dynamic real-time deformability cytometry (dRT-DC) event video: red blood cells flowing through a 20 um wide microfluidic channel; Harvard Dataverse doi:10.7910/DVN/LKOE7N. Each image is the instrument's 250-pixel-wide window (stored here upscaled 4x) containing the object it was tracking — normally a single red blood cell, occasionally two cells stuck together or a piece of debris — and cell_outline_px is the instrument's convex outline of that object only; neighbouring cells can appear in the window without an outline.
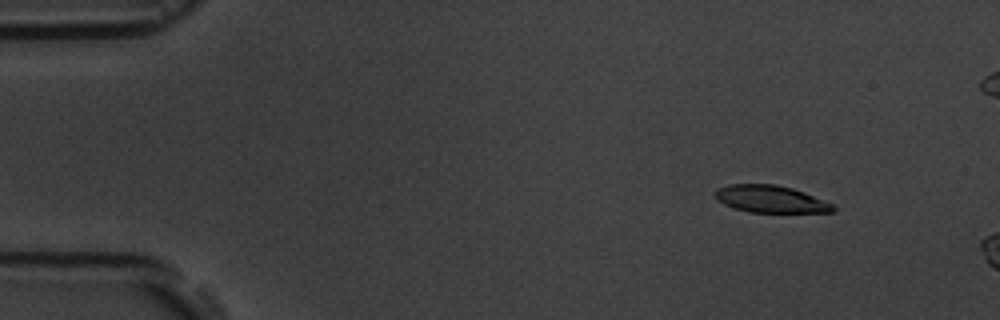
{"species": "common noctule bat (a hibernating species)", "species_latin": "Nyctalus noctula", "temperature_condition": "room temperature", "stored_images_in_passage": 4, "camera_frame_rate_fps": 3000, "um_per_image_px": 0.085, "animal": {"sex": "male", "body_mass_g": 19.5, "forearm_length_mm": 54.6}, "frame": {"image": 1, "passage_image": 2, "time_ms": 1.0, "image_size_px": [1000, 320], "cell_outline_px": [[836, 208], [832, 212], [748, 212], [724, 204], [716, 200], [716, 188], [728, 184], [776, 184], [792, 188], [804, 192], [832, 204]], "centroid_in_image_um": [65.47, 16.91], "position_along_channel_um": 19.5, "area_um2": 18.55}}